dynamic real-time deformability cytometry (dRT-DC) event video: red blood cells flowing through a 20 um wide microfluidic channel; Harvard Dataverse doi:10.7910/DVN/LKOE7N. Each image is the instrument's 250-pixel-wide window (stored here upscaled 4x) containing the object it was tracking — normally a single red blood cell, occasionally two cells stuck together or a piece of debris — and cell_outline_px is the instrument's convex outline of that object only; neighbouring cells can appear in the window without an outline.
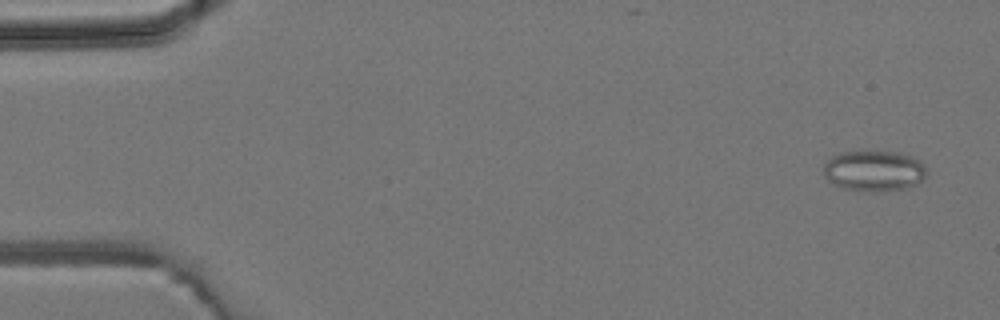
{"species": "common noctule bat (a hibernating species)", "species_latin": "Nyctalus noctula", "temperature_condition": "room temperature", "stored_images_in_passage": 3, "camera_frame_rate_fps": 3000, "um_per_image_px": 0.085, "animal": {"sex": "male", "body_mass_g": 19.2, "forearm_length_mm": 51.8}, "frame": {"image": 1, "passage_image": 1, "time_ms": 0.0, "image_size_px": [1000, 320], "cell_outline_px": [[924, 180], [916, 184], [904, 188], [844, 188], [828, 180], [824, 176], [824, 164], [832, 156], [840, 152], [900, 152], [912, 156], [920, 160], [924, 164]], "centroid_in_image_um": [74.3, 14.45], "position_along_channel_um": 10.7, "area_um2": 23.35}}